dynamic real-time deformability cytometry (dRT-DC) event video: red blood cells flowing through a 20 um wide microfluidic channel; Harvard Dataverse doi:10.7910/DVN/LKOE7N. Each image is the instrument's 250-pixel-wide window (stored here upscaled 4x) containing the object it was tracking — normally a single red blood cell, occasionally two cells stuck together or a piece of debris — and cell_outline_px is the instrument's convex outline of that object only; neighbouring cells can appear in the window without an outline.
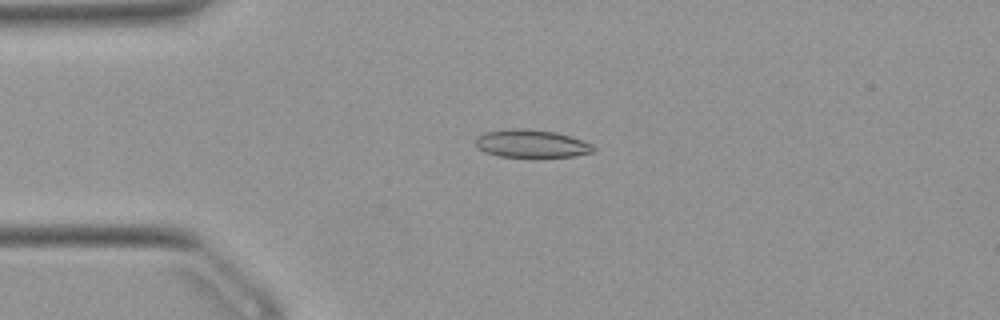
{"species": "Egyptian fruit bat (a non-hibernating species)", "species_latin": "Rousettus aegyptiacus", "temperature_condition": "warm", "stored_images_in_passage": 42, "camera_frame_rate_fps": 3000, "um_per_image_px": 0.085, "animal": {"sex": "female"}, "frame": {"image": 1, "passage_image": 3, "time_ms": 0.667, "image_size_px": [1000, 320], "cell_outline_px": [[596, 148], [592, 152], [572, 156], [500, 156], [484, 152], [476, 148], [476, 136], [484, 132], [512, 128], [524, 128], [556, 132], [592, 144]], "centroid_in_image_um": [45.11, 12.19], "position_along_channel_um": 39.9, "area_um2": 18.9}}
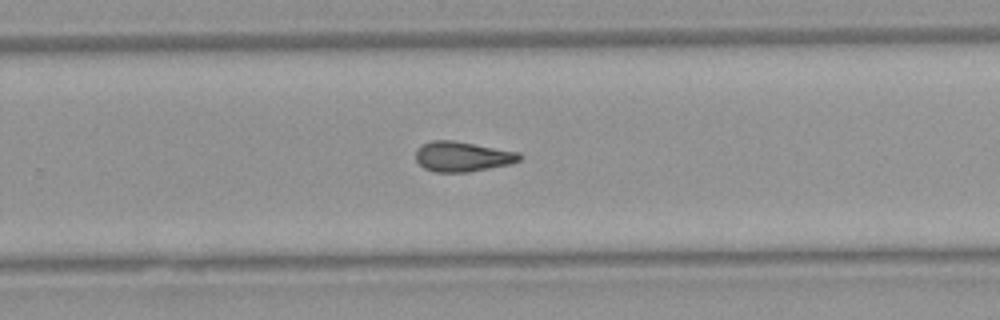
{"frame": {"image": 2, "passage_image": 24, "time_ms": 7.667, "image_size_px": [1000, 320], "cell_outline_px": [[520, 160], [508, 164], [468, 172], [436, 172], [424, 168], [416, 160], [416, 148], [432, 140], [452, 140], [520, 152]], "centroid_in_image_um": [39.28, 13.3], "position_along_channel_um": 290.5, "area_um2": 17.98}}
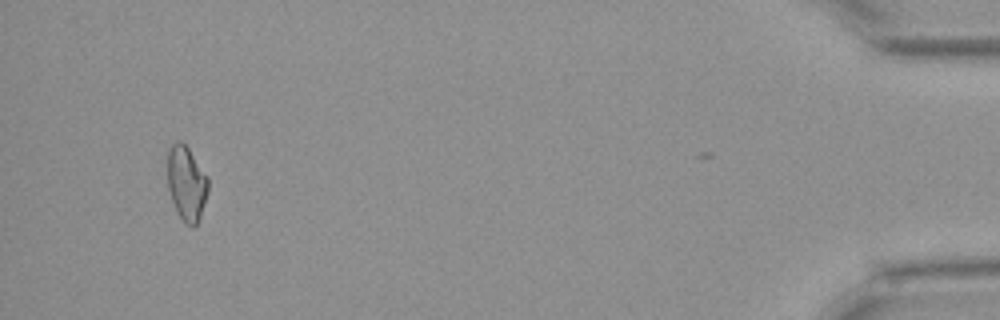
{"frame": {"image": 3, "passage_image": 40, "time_ms": 13.0, "image_size_px": [1000, 320], "cell_outline_px": [[208, 192], [200, 220], [192, 228], [180, 216], [172, 200], [168, 188], [168, 148], [176, 140], [180, 140], [188, 148], [208, 176]], "centroid_in_image_um": [15.87, 15.56], "position_along_channel_um": 419.3, "area_um2": 17.63}, "authors_computed_cell_mechanics": {"area_um2": 17.9758, "velocity_mm_per_s": 3.9341, "shape_relaxation_time_tau1_ms": null, "shape_relaxation_time_tau2_ms": 3.6719, "deformation_change_tau1": null, "deformation_change_tau2": 0.1208}}